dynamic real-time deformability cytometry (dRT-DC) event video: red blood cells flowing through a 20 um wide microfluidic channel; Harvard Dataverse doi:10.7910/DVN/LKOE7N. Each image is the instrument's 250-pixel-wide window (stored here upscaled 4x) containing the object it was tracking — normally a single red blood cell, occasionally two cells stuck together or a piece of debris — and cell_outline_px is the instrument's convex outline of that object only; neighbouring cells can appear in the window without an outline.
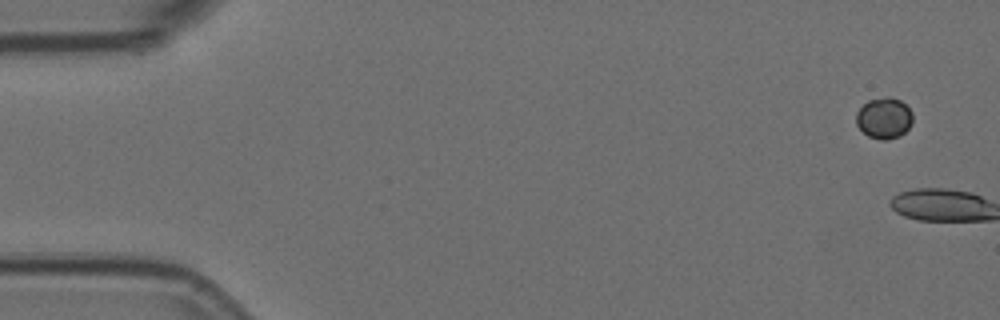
{"species": "Egyptian fruit bat (a non-hibernating species)", "species_latin": "Rousettus aegyptiacus", "temperature_condition": "room temperature", "stored_images_in_passage": 5, "segment_of_instrument_passage": [1, 2], "camera_frame_rate_fps": 3000, "um_per_image_px": 0.085, "animal": {"sex": "female"}, "frame": {"image": 1, "passage_image": 1, "time_ms": 0.0, "image_size_px": [1000, 320], "cell_outline_px": [[912, 124], [900, 136], [888, 140], [880, 140], [868, 136], [856, 124], [856, 112], [868, 100], [888, 96], [900, 100], [912, 112]], "centroid_in_image_um": [75.14, 10.05], "position_along_channel_um": 9.9, "area_um2": 13.53}}